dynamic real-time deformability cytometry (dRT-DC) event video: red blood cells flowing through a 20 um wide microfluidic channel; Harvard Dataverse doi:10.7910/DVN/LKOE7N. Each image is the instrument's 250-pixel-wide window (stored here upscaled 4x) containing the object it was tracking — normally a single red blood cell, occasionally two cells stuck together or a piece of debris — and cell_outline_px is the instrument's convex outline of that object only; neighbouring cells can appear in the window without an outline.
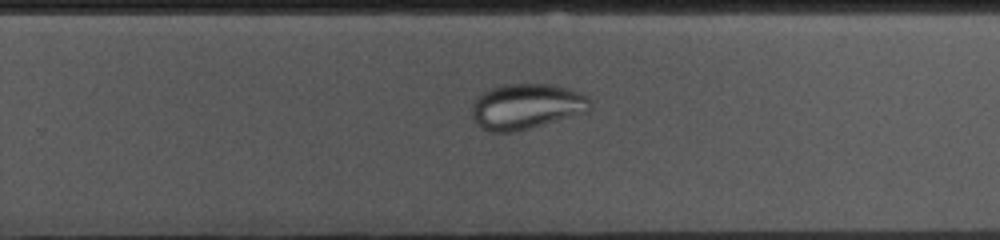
{"species": "common noctule bat (a hibernating species)", "species_latin": "Nyctalus noctula", "temperature_condition": "cold", "stored_images_in_passage": 36, "camera_frame_rate_fps": 3000, "um_per_image_px": 0.085, "animal": {"sex": "female", "body_mass_g": 10.0, "forearm_length_mm": 53.1}, "frame": {"image": 1, "passage_image": 26, "time_ms": 8.333, "image_size_px": [1000, 240], "cell_outline_px": [[592, 104], [588, 112], [516, 132], [488, 132], [480, 128], [476, 124], [472, 116], [472, 104], [476, 96], [500, 84], [552, 84], [580, 92], [588, 96], [592, 100]], "centroid_in_image_um": [44.74, 9.05], "position_along_channel_um": 285.1, "area_um2": 31.79}}